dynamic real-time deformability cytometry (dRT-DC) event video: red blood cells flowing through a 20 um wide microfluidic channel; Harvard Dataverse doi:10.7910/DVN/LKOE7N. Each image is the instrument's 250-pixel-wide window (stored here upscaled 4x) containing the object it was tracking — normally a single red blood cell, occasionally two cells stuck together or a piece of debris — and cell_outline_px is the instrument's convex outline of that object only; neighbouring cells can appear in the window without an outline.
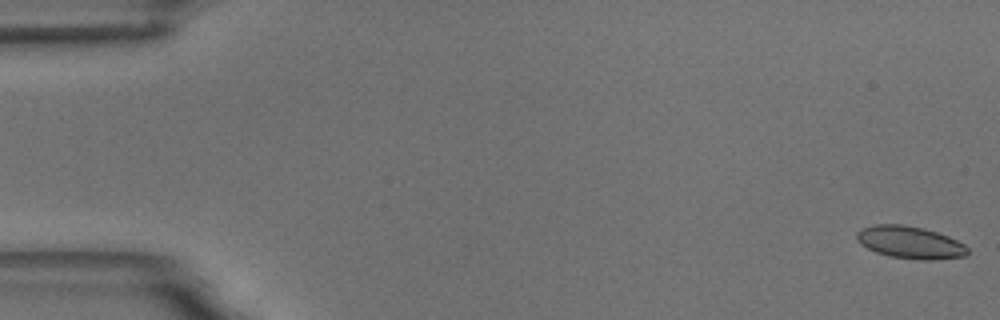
{"species": "common noctule bat (a hibernating species)", "species_latin": "Nyctalus noctula", "temperature_condition": "room temperature", "stored_images_in_passage": 59, "camera_frame_rate_fps": 3000, "um_per_image_px": 0.085, "animal": {"sex": "male", "body_mass_g": 18.8}, "frame": {"image": 1, "passage_image": 1, "time_ms": 0.0, "image_size_px": [1000, 320], "cell_outline_px": [[968, 252], [964, 256], [932, 260], [916, 260], [888, 256], [876, 252], [860, 244], [856, 240], [856, 232], [864, 228], [876, 224], [904, 224], [924, 228], [948, 236], [964, 244], [968, 248]], "centroid_in_image_um": [77.34, 20.61], "position_along_channel_um": 7.7, "area_um2": 20.98}}
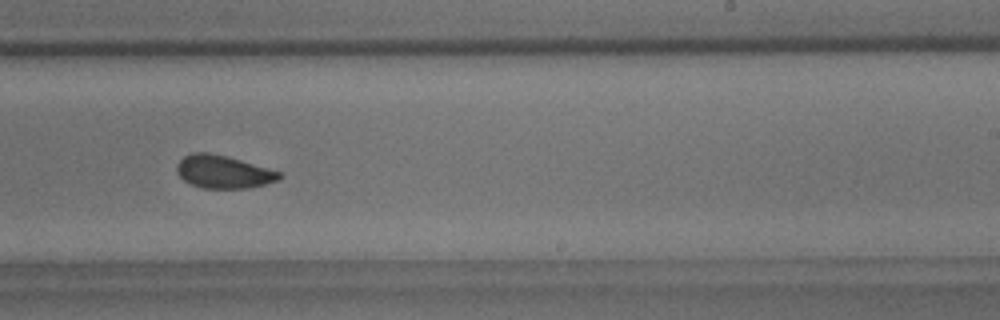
{"frame": {"image": 2, "passage_image": 36, "time_ms": 11.667, "image_size_px": [1000, 320], "cell_outline_px": [[284, 176], [280, 180], [248, 188], [200, 188], [184, 180], [176, 172], [176, 164], [184, 156], [192, 152], [208, 152], [228, 156], [284, 172]], "centroid_in_image_um": [19.03, 14.59], "position_along_channel_um": 270.0, "area_um2": 20.0}}
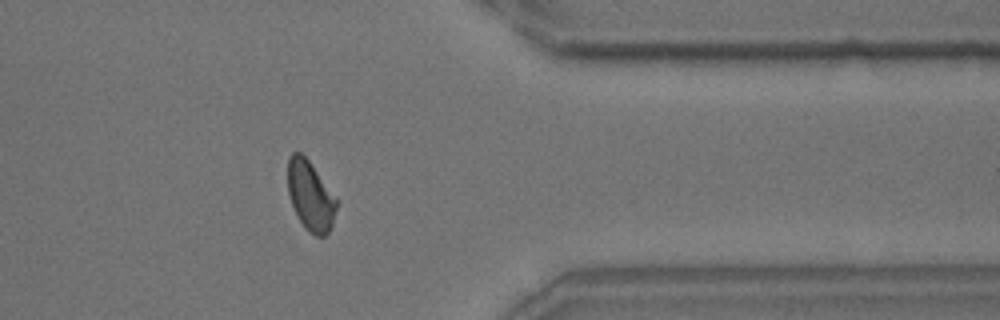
{"frame": {"image": 3, "passage_image": 47, "time_ms": 15.333, "image_size_px": [1000, 320], "cell_outline_px": [[340, 200], [332, 224], [328, 232], [324, 236], [316, 236], [308, 232], [304, 228], [292, 204], [288, 192], [288, 156], [292, 152], [300, 152], [308, 160]], "centroid_in_image_um": [26.42, 16.64], "position_along_channel_um": 385.0, "area_um2": 20.0}, "authors_computed_cell_mechanics": {"area_um2": 20.2878, "velocity_mm_per_s": 3.501, "shape_relaxation_time_tau1_ms": 4.3984, "shape_relaxation_time_tau2_ms": 1.1531, "deformation_change_tau1": 0.0963, "deformation_change_tau2": 0.047}}